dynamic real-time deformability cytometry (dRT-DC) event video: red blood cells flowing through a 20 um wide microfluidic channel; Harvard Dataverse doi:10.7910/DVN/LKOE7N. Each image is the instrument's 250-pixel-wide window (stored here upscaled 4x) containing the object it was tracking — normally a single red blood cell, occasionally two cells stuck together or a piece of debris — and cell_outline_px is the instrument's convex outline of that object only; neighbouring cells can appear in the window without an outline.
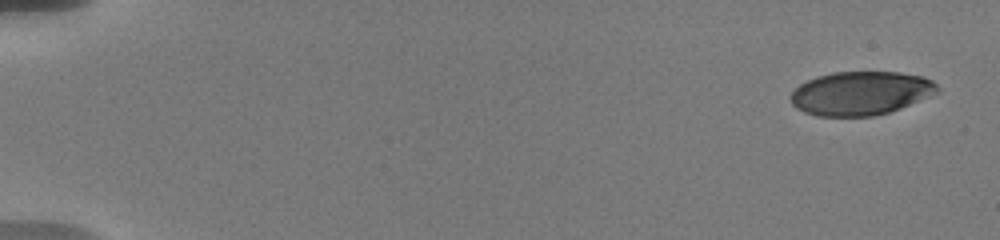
{"species": "human", "species_latin": "Homo sapiens", "temperature_condition": "warm", "stored_images_in_passage": 22, "camera_frame_rate_fps": 3000, "um_per_image_px": 0.085, "donor": {"sex": "male"}, "frame": {"image": 1, "passage_image": 1, "time_ms": 0.0, "image_size_px": [1000, 240], "cell_outline_px": [[940, 92], [932, 96], [900, 108], [888, 112], [872, 116], [816, 116], [804, 112], [796, 108], [792, 104], [788, 96], [800, 84], [816, 76], [832, 72], [900, 72], [924, 76], [932, 80], [940, 88]], "centroid_in_image_um": [73.17, 7.92], "position_along_channel_um": 11.8, "area_um2": 37.69}}
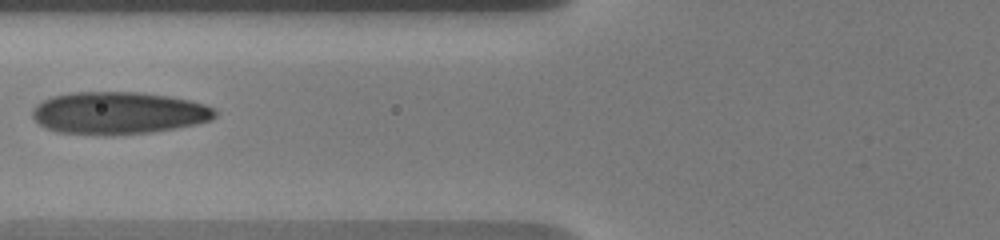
{"frame": {"image": 2, "passage_image": 13, "time_ms": 7.333, "image_size_px": [1000, 240], "cell_outline_px": [[216, 116], [212, 120], [196, 124], [176, 128], [152, 132], [56, 132], [40, 124], [32, 116], [32, 108], [36, 104], [52, 96], [72, 92], [140, 92], [168, 96], [192, 100], [216, 108]], "centroid_in_image_um": [10.13, 9.55], "position_along_channel_um": 115.7, "area_um2": 44.1}}
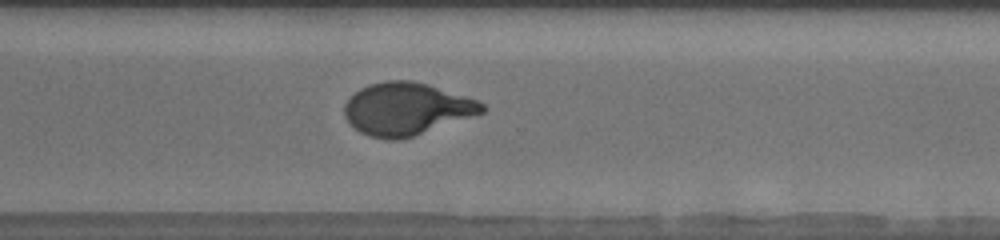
{"frame": {"image": 3, "passage_image": 22, "time_ms": 13.333, "image_size_px": [1000, 240], "cell_outline_px": [[484, 112], [412, 136], [396, 140], [388, 140], [368, 136], [360, 132], [344, 116], [344, 104], [360, 88], [368, 84], [388, 80], [412, 80], [428, 84], [480, 100], [484, 104]], "centroid_in_image_um": [34.55, 9.24], "position_along_channel_um": 336.1, "area_um2": 41.79}}